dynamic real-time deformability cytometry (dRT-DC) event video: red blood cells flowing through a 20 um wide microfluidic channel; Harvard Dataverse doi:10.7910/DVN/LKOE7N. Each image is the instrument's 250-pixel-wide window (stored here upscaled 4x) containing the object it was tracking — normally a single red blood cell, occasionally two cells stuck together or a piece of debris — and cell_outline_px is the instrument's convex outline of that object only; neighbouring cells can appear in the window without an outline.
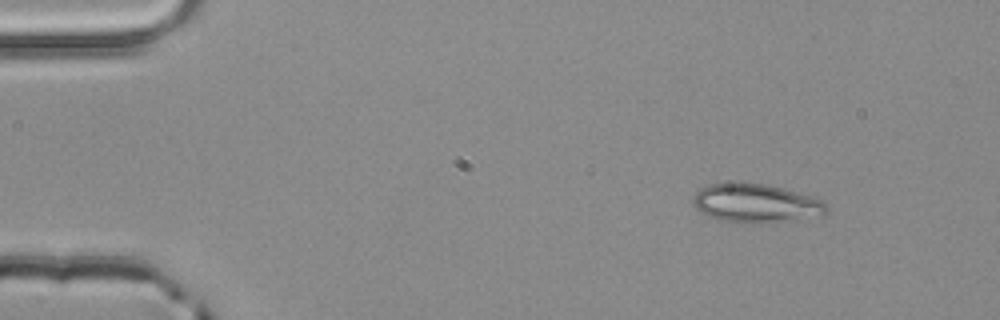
{"species": "common noctule bat (a hibernating species)", "species_latin": "Nyctalus noctula", "temperature_condition": "room temperature", "stored_images_in_passage": 3, "camera_frame_rate_fps": 3000, "um_per_image_px": 0.085, "animal": {"sex": "male", "body_mass_g": 20.4}, "frame": {"image": 1, "passage_image": 1, "time_ms": 0.0, "image_size_px": [1000, 320], "cell_outline_px": [[828, 212], [824, 216], [776, 220], [720, 220], [708, 216], [696, 208], [692, 204], [692, 196], [700, 188], [708, 184], [768, 184], [784, 188], [812, 196], [828, 204]], "centroid_in_image_um": [64.27, 17.23], "position_along_channel_um": 20.7, "area_um2": 28.96}}